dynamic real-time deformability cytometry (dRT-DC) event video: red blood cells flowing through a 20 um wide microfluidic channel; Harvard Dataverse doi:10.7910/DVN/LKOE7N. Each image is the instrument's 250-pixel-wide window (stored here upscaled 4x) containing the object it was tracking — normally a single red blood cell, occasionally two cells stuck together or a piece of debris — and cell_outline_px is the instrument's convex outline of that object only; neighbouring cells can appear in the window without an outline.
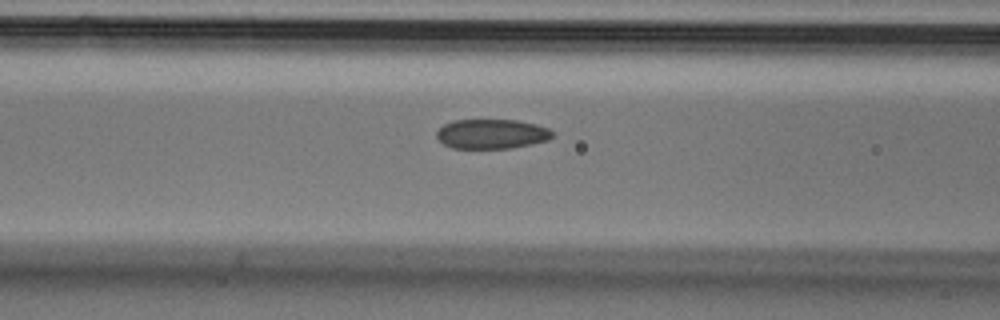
{"species": "Egyptian fruit bat (a non-hibernating species)", "species_latin": "Rousettus aegyptiacus", "temperature_condition": "cold", "stored_images_in_passage": 3, "camera_frame_rate_fps": 3000, "um_per_image_px": 0.085, "animal": {"sex": "male"}, "frame": {"image": 1, "passage_image": 3, "time_ms": 0.667, "image_size_px": [1000, 320], "cell_outline_px": [[552, 136], [548, 140], [532, 144], [512, 148], [452, 148], [444, 144], [436, 136], [436, 132], [444, 124], [452, 120], [516, 120], [536, 124], [548, 128], [552, 132]], "centroid_in_image_um": [41.79, 11.38], "position_along_channel_um": 124.8, "area_um2": 19.94}}